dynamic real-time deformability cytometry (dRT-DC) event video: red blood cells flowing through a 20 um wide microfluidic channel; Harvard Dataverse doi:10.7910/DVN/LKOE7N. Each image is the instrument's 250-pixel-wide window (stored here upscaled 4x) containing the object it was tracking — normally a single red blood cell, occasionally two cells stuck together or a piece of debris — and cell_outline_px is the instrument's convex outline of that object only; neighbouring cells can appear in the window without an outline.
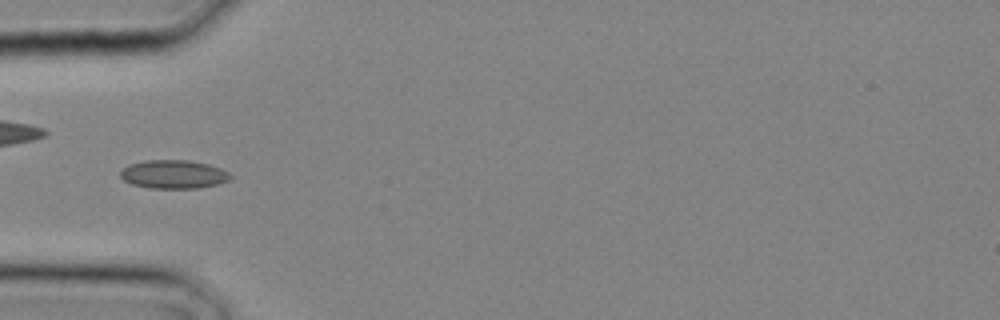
{"species": "common noctule bat (a hibernating species)", "species_latin": "Nyctalus noctula", "temperature_condition": "cold", "stored_images_in_passage": 7, "camera_frame_rate_fps": 3000, "um_per_image_px": 0.085, "animal": {"sex": "male", "body_mass_g": 20.4}, "frame": {"image": 1, "passage_image": 4, "time_ms": 1.0, "image_size_px": [1000, 320], "cell_outline_px": [[232, 176], [228, 180], [216, 184], [196, 188], [148, 188], [132, 184], [124, 180], [120, 176], [120, 172], [128, 164], [144, 160], [188, 160], [208, 164], [220, 168], [228, 172]], "centroid_in_image_um": [14.72, 14.81], "position_along_channel_um": 70.3, "area_um2": 18.21}}
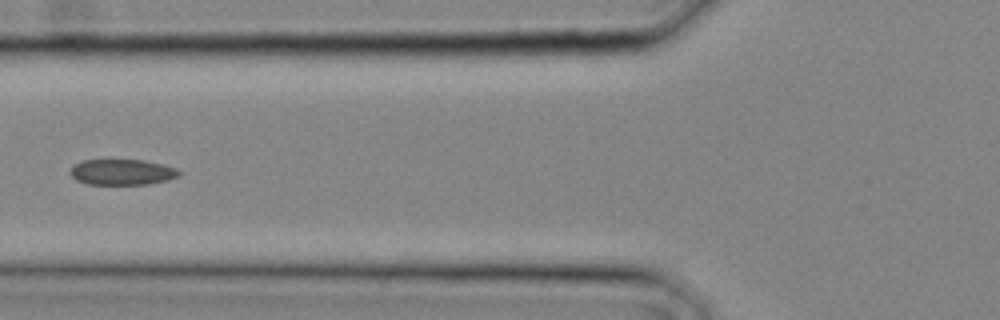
{"frame": {"image": 2, "passage_image": 6, "time_ms": 1.667, "image_size_px": [1000, 320], "cell_outline_px": [[180, 176], [168, 180], [148, 184], [88, 184], [76, 180], [72, 176], [72, 168], [80, 160], [144, 160], [164, 164], [176, 168], [180, 172]], "centroid_in_image_um": [10.43, 14.62], "position_along_channel_um": 115.4, "area_um2": 16.24}}